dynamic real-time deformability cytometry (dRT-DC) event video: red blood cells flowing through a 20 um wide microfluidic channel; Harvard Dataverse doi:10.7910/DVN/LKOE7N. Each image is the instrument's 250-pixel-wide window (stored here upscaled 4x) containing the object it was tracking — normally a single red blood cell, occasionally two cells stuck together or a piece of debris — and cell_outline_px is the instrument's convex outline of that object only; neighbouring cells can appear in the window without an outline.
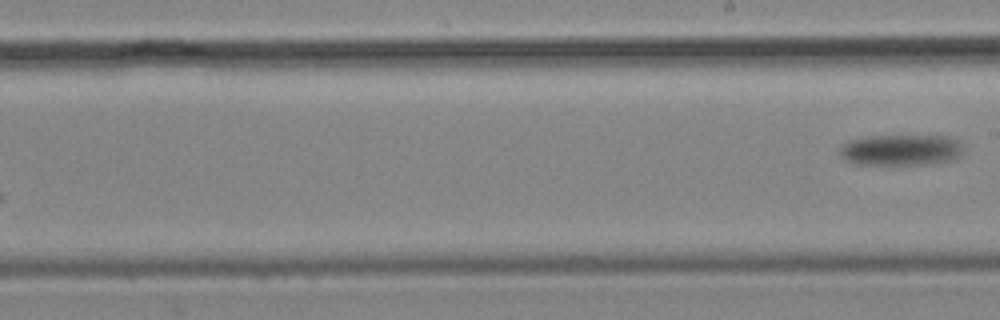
{"species": "common noctule bat (a hibernating species)", "species_latin": "Nyctalus noctula", "temperature_condition": "cold", "stored_images_in_passage": 8, "segment_of_instrument_passage": [2, 2], "camera_frame_rate_fps": 3000, "um_per_image_px": 0.085, "animal": {"sex": "male", "body_mass_g": 19.2, "forearm_length_mm": 51.8}, "frame": {"image": 1, "passage_image": 8, "time_ms": 8.333, "image_size_px": [1000, 320], "cell_outline_px": [[964, 152], [960, 156], [952, 160], [924, 164], [856, 164], [844, 160], [840, 156], [840, 148], [848, 140], [868, 136], [948, 136], [960, 140], [964, 148]], "centroid_in_image_um": [76.61, 12.74], "position_along_channel_um": 212.4, "area_um2": 22.54}}